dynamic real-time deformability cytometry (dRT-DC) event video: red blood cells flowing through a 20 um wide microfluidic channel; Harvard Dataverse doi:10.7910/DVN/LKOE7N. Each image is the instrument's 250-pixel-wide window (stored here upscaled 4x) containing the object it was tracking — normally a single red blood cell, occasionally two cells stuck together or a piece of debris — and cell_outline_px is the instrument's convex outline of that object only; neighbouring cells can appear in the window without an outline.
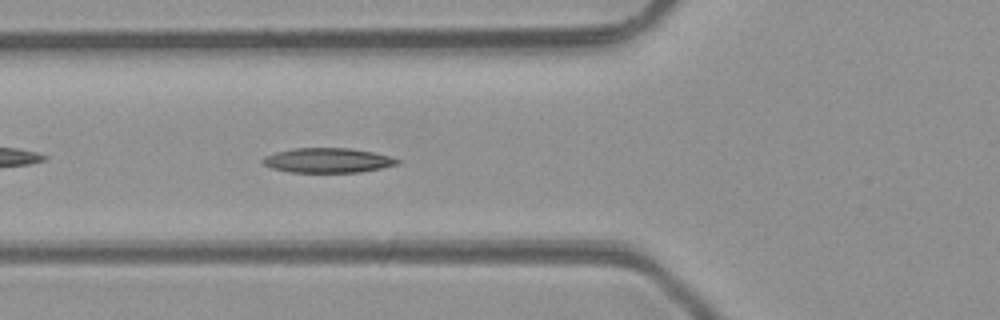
{"species": "common noctule bat (a hibernating species)", "species_latin": "Nyctalus noctula", "temperature_condition": "room temperature", "stored_images_in_passage": 35, "camera_frame_rate_fps": 3000, "um_per_image_px": 0.085, "animal": {"sex": "male", "body_mass_g": 23.1, "forearm_length_mm": 52.7}, "frame": {"image": 1, "passage_image": 5, "time_ms": 1.333, "image_size_px": [1000, 320], "cell_outline_px": [[400, 164], [360, 172], [288, 172], [272, 168], [264, 164], [260, 160], [264, 156], [276, 152], [296, 148], [352, 148], [392, 156], [400, 160]], "centroid_in_image_um": [27.87, 13.63], "position_along_channel_um": 97.9, "area_um2": 19.42}}
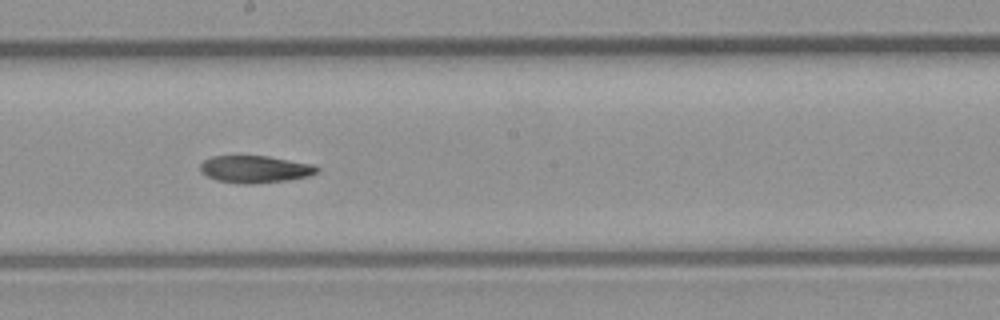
{"frame": {"image": 2, "passage_image": 14, "time_ms": 4.333, "image_size_px": [1000, 320], "cell_outline_px": [[320, 172], [308, 176], [288, 180], [252, 184], [240, 184], [216, 180], [200, 172], [200, 164], [204, 160], [212, 156], [268, 156], [316, 164], [320, 168]], "centroid_in_image_um": [21.72, 14.38], "position_along_channel_um": 226.5, "area_um2": 18.79}}
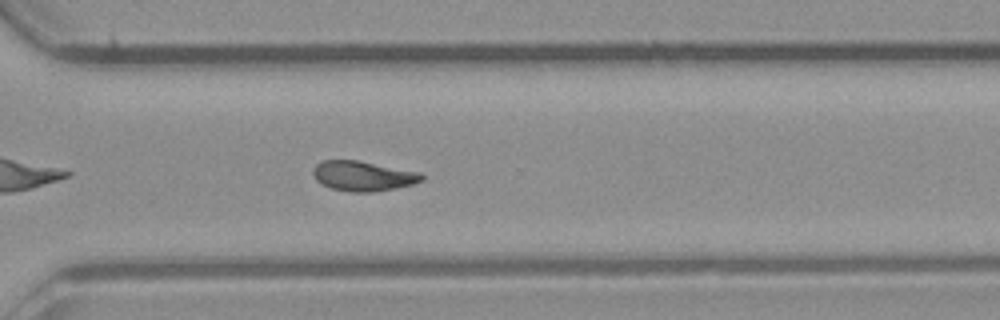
{"frame": {"image": 3, "passage_image": 22, "time_ms": 7.0, "image_size_px": [1000, 320], "cell_outline_px": [[424, 180], [412, 184], [396, 188], [372, 192], [348, 192], [332, 188], [320, 184], [316, 180], [312, 172], [312, 168], [316, 164], [324, 160], [356, 160], [420, 172], [424, 176]], "centroid_in_image_um": [30.84, 14.96], "position_along_channel_um": 339.8, "area_um2": 19.02}, "authors_computed_cell_mechanics": {"area_um2": 18.785, "velocity_mm_per_s": 4.2646, "shape_relaxation_time_tau1_ms": 7.2984, "shape_relaxation_time_tau2_ms": 7.6534, "deformation_change_tau1": 0.1916, "deformation_change_tau2": 0.1536}}